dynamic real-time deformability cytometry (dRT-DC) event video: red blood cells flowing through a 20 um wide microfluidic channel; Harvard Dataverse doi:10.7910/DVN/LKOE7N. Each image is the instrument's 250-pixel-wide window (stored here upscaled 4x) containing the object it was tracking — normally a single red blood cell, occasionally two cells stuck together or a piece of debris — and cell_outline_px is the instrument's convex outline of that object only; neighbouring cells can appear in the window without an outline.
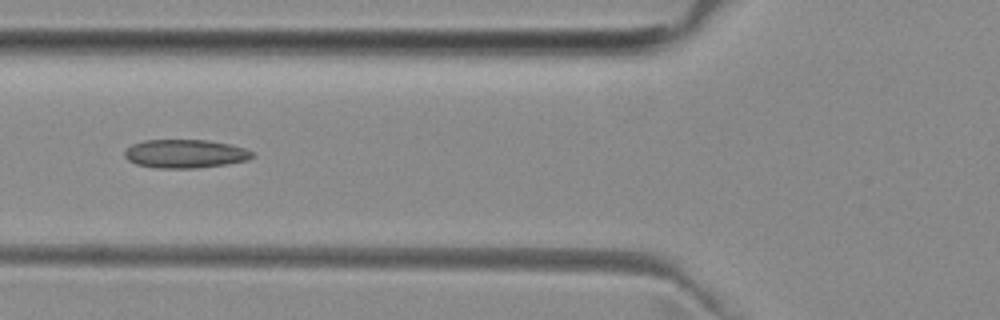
{"species": "common noctule bat (a hibernating species)", "species_latin": "Nyctalus noctula", "temperature_condition": "room temperature", "stored_images_in_passage": 5, "camera_frame_rate_fps": 3000, "um_per_image_px": 0.085, "animal": {"sex": "female", "body_mass_g": 29.2, "forearm_length_mm": 56.3}, "frame": {"image": 1, "passage_image": 5, "time_ms": 5.333, "image_size_px": [1000, 320], "cell_outline_px": [[252, 156], [248, 160], [224, 164], [196, 168], [156, 168], [136, 164], [128, 160], [124, 156], [124, 152], [132, 144], [144, 140], [208, 140], [228, 144], [244, 148], [252, 152]], "centroid_in_image_um": [15.69, 13.07], "position_along_channel_um": 110.1, "area_um2": 21.04}}